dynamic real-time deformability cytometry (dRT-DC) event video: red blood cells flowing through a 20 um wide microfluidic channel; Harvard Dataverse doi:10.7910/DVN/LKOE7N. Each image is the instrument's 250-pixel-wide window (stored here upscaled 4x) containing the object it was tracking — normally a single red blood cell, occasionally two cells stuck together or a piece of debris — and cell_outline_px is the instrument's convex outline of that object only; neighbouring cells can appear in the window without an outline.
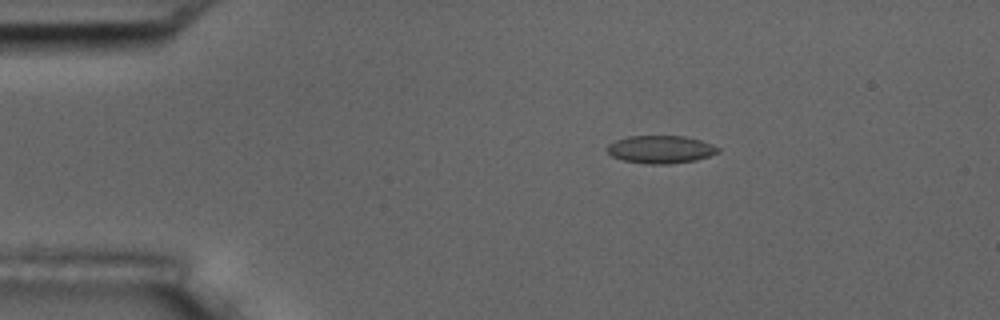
{"species": "common noctule bat (a hibernating species)", "species_latin": "Nyctalus noctula", "temperature_condition": "room temperature", "stored_images_in_passage": 5, "camera_frame_rate_fps": 3000, "um_per_image_px": 0.085, "animal": {"sex": "male", "body_mass_g": 17.5, "forearm_length_mm": 52.3}, "frame": {"image": 1, "passage_image": 2, "time_ms": 1.333, "image_size_px": [1000, 320], "cell_outline_px": [[720, 152], [696, 160], [668, 164], [644, 164], [624, 160], [612, 156], [604, 148], [608, 144], [616, 140], [628, 136], [684, 136], [700, 140], [712, 144], [720, 148]], "centroid_in_image_um": [56.14, 12.7], "position_along_channel_um": 28.9, "area_um2": 18.03}}
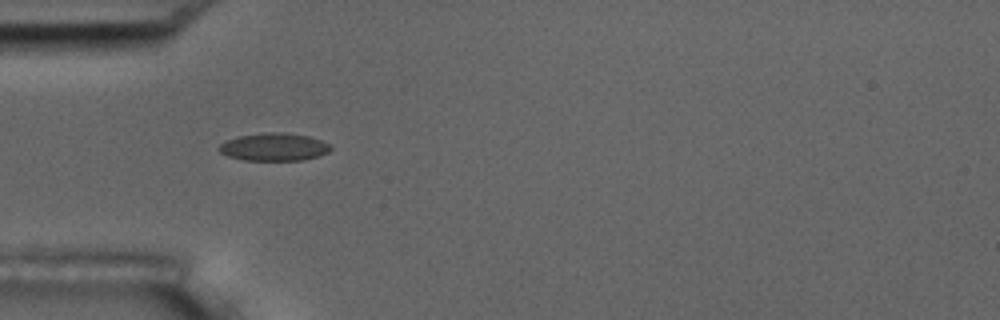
{"frame": {"image": 2, "passage_image": 4, "time_ms": 3.667, "image_size_px": [1000, 320], "cell_outline_px": [[332, 148], [328, 152], [320, 156], [304, 160], [244, 160], [228, 156], [220, 152], [216, 148], [220, 144], [236, 136], [268, 132], [284, 132], [308, 136], [320, 140], [328, 144]], "centroid_in_image_um": [23.28, 12.49], "position_along_channel_um": 61.7, "area_um2": 18.09}}